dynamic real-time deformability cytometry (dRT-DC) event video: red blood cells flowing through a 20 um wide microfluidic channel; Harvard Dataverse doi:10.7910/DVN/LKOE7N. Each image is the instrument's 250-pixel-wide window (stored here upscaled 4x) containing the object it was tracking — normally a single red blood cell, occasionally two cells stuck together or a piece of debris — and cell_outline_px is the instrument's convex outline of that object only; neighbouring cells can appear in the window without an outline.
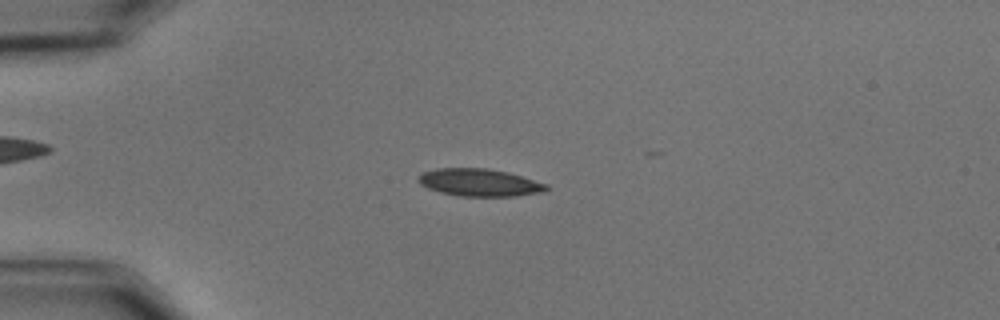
{"species": "common noctule bat (a hibernating species)", "species_latin": "Nyctalus noctula", "temperature_condition": "cold", "stored_images_in_passage": 42, "camera_frame_rate_fps": 3000, "um_per_image_px": 0.085, "animal": {"sex": "male", "body_mass_g": 15.6}, "frame": {"image": 1, "passage_image": 14, "time_ms": 4.333, "image_size_px": [1000, 320], "cell_outline_px": [[548, 188], [544, 192], [516, 196], [460, 196], [440, 192], [428, 188], [420, 184], [416, 180], [424, 172], [436, 168], [488, 168], [508, 172], [548, 184]], "centroid_in_image_um": [40.77, 15.51], "position_along_channel_um": 44.2, "area_um2": 20.52}}
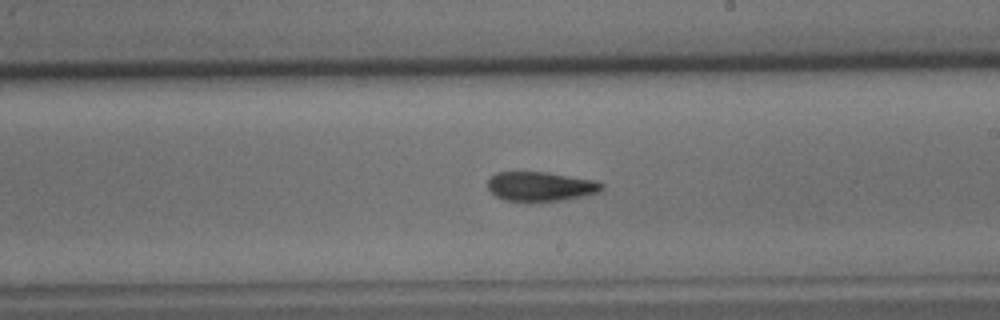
{"frame": {"image": 2, "passage_image": 33, "time_ms": 10.667, "image_size_px": [1000, 320], "cell_outline_px": [[604, 188], [600, 192], [568, 200], [532, 204], [504, 200], [496, 196], [488, 188], [488, 180], [496, 172], [548, 172], [596, 180], [604, 184]], "centroid_in_image_um": [45.99, 15.89], "position_along_channel_um": 243.0, "area_um2": 20.4}}
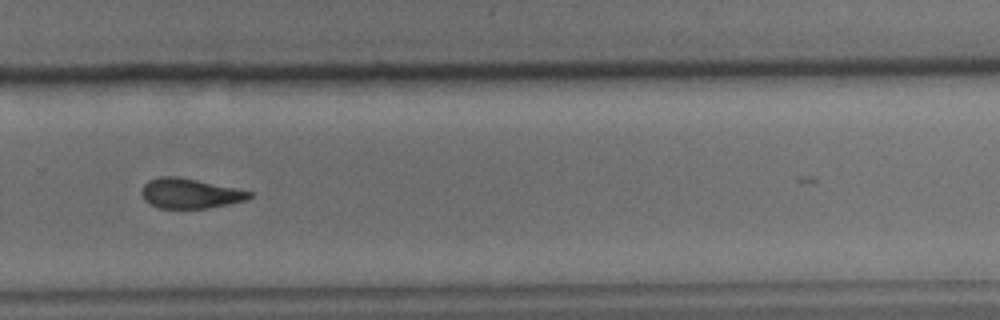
{"frame": {"image": 3, "passage_image": 39, "time_ms": 12.667, "image_size_px": [1000, 320], "cell_outline_px": [[252, 196], [244, 200], [228, 204], [208, 208], [160, 208], [144, 200], [140, 192], [144, 184], [148, 180], [160, 176], [176, 176], [236, 188], [252, 192]], "centroid_in_image_um": [16.11, 16.43], "position_along_channel_um": 313.7, "area_um2": 18.61}}